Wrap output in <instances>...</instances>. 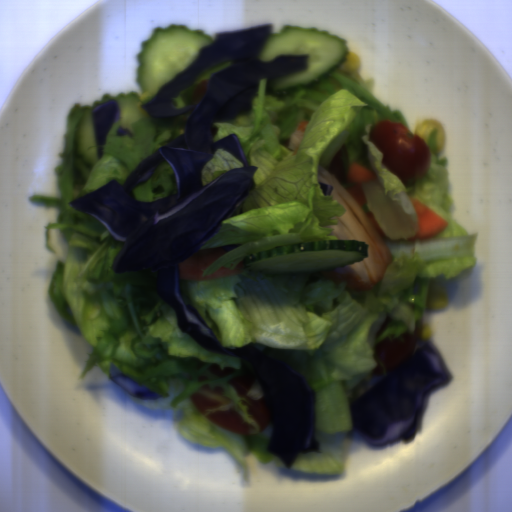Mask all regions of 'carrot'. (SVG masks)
Masks as SVG:
<instances>
[{"instance_id": "1", "label": "carrot", "mask_w": 512, "mask_h": 512, "mask_svg": "<svg viewBox=\"0 0 512 512\" xmlns=\"http://www.w3.org/2000/svg\"><path fill=\"white\" fill-rule=\"evenodd\" d=\"M240 246L242 245L195 251L187 259L178 263L179 279L203 282L217 278L236 276L242 273L245 263L240 261L234 269H227L223 266L219 270L203 276L210 266Z\"/></svg>"}, {"instance_id": "2", "label": "carrot", "mask_w": 512, "mask_h": 512, "mask_svg": "<svg viewBox=\"0 0 512 512\" xmlns=\"http://www.w3.org/2000/svg\"><path fill=\"white\" fill-rule=\"evenodd\" d=\"M410 200L416 213L418 227L416 233L408 238V241L435 237L448 226L449 223L427 205L412 197Z\"/></svg>"}, {"instance_id": "3", "label": "carrot", "mask_w": 512, "mask_h": 512, "mask_svg": "<svg viewBox=\"0 0 512 512\" xmlns=\"http://www.w3.org/2000/svg\"><path fill=\"white\" fill-rule=\"evenodd\" d=\"M378 178L379 177L374 172L359 162H353L346 177L347 183L352 185L345 190L350 193L358 206L365 205L367 201L362 183L373 182Z\"/></svg>"}, {"instance_id": "4", "label": "carrot", "mask_w": 512, "mask_h": 512, "mask_svg": "<svg viewBox=\"0 0 512 512\" xmlns=\"http://www.w3.org/2000/svg\"><path fill=\"white\" fill-rule=\"evenodd\" d=\"M366 215V218L369 220V222L374 226V228L377 230L378 233H380L381 235H383L384 237H387L384 230L382 229V227L379 225V223L377 222V220L375 219L372 211H367L365 213Z\"/></svg>"}]
</instances>
